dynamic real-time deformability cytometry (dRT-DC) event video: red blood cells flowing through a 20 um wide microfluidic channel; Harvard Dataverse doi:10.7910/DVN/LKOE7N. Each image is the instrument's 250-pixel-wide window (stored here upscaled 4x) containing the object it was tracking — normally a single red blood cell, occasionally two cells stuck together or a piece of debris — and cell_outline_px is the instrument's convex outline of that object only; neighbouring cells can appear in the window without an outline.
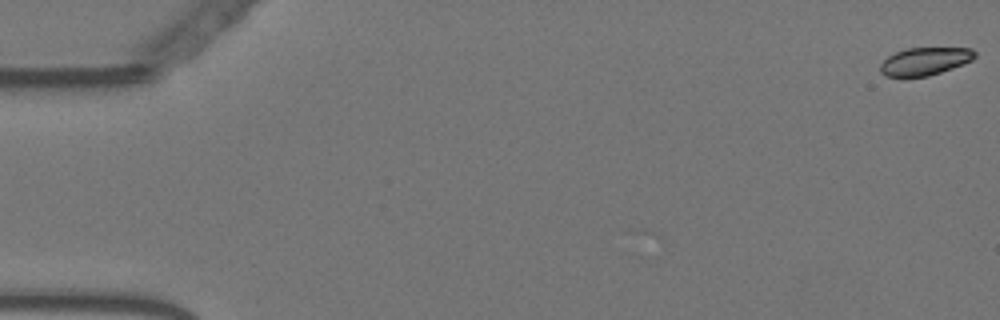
{"species": "Egyptian fruit bat (a non-hibernating species)", "species_latin": "Rousettus aegyptiacus", "temperature_condition": "warm", "stored_images_in_passage": 2, "camera_frame_rate_fps": 3000, "um_per_image_px": 0.085, "animal": {"sex": "female"}, "frame": {"image": 1, "passage_image": 2, "time_ms": 0.333, "image_size_px": [1000, 320], "cell_outline_px": [[976, 56], [972, 60], [964, 64], [928, 76], [884, 76], [880, 72], [880, 64], [888, 56], [896, 52], [908, 48], [972, 48], [976, 52]], "centroid_in_image_um": [78.62, 5.2], "position_along_channel_um": 6.4, "area_um2": 15.2}}